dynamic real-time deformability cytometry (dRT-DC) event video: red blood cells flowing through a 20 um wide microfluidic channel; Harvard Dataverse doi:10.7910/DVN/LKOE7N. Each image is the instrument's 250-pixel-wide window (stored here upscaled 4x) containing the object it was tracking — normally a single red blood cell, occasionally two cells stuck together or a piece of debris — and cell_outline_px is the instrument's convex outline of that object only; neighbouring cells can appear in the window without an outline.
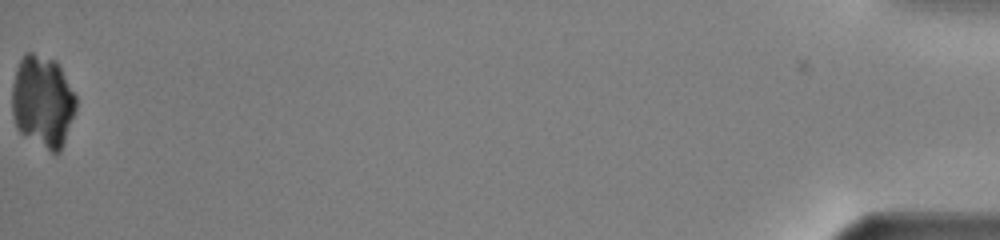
{"species": "common noctule bat (a hibernating species)", "species_latin": "Nyctalus noctula", "temperature_condition": "warm", "stored_images_in_passage": 41, "camera_frame_rate_fps": 3000, "um_per_image_px": 0.085, "animal": {"sex": "male", "body_mass_g": 13.0, "forearm_length_mm": 53.1}, "frame": {"image": 1, "passage_image": 41, "time_ms": 13.333, "image_size_px": [1000, 240], "cell_outline_px": [[76, 108], [60, 152], [56, 156], [24, 136], [16, 128], [12, 116], [12, 84], [16, 68], [24, 52], [32, 52], [56, 60], [76, 96]], "centroid_in_image_um": [3.6, 8.64], "position_along_channel_um": 431.6, "area_um2": 34.74}}